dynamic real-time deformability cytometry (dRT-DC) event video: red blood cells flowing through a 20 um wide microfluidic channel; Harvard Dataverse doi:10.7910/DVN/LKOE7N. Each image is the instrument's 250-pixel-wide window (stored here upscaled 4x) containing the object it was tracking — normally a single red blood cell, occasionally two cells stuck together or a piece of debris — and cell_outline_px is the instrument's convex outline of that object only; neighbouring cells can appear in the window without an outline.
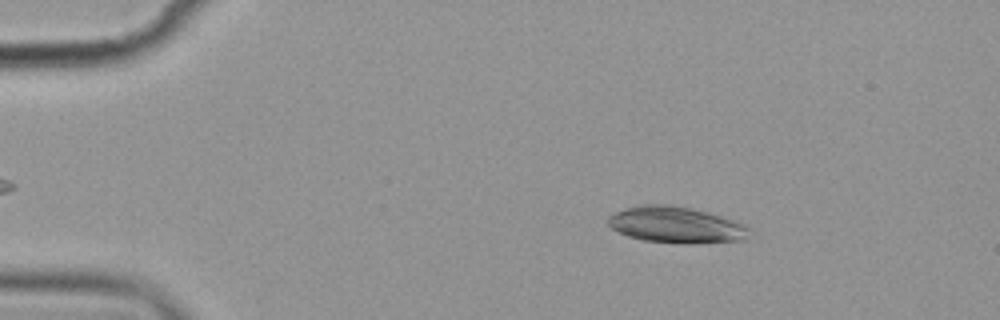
{"species": "common noctule bat (a hibernating species)", "species_latin": "Nyctalus noctula", "temperature_condition": "cold", "stored_images_in_passage": 4, "camera_frame_rate_fps": 3000, "um_per_image_px": 0.085, "animal": {"sex": "female", "body_mass_g": 19.9}, "frame": {"image": 1, "passage_image": 2, "time_ms": 1.0, "image_size_px": [1000, 320], "cell_outline_px": [[752, 228], [744, 240], [688, 244], [644, 240], [628, 236], [612, 228], [608, 224], [608, 216], [616, 212], [628, 208], [644, 204], [664, 204], [692, 208], [708, 212], [744, 224]], "centroid_in_image_um": [57.49, 19.12], "position_along_channel_um": 27.5, "area_um2": 29.65}}
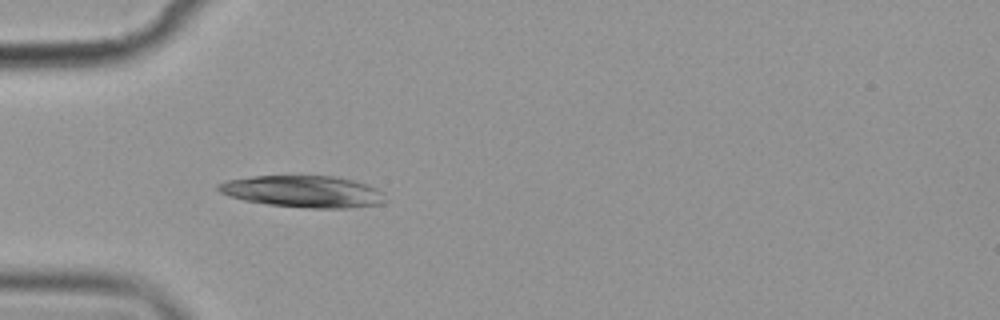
{"frame": {"image": 2, "passage_image": 4, "time_ms": 3.667, "image_size_px": [1000, 320], "cell_outline_px": [[388, 200], [384, 204], [348, 208], [312, 208], [268, 204], [244, 200], [228, 196], [220, 192], [216, 188], [216, 184], [224, 180], [252, 176], [336, 176], [368, 184], [384, 192]], "centroid_in_image_um": [25.8, 16.28], "position_along_channel_um": 59.2, "area_um2": 31.27}}